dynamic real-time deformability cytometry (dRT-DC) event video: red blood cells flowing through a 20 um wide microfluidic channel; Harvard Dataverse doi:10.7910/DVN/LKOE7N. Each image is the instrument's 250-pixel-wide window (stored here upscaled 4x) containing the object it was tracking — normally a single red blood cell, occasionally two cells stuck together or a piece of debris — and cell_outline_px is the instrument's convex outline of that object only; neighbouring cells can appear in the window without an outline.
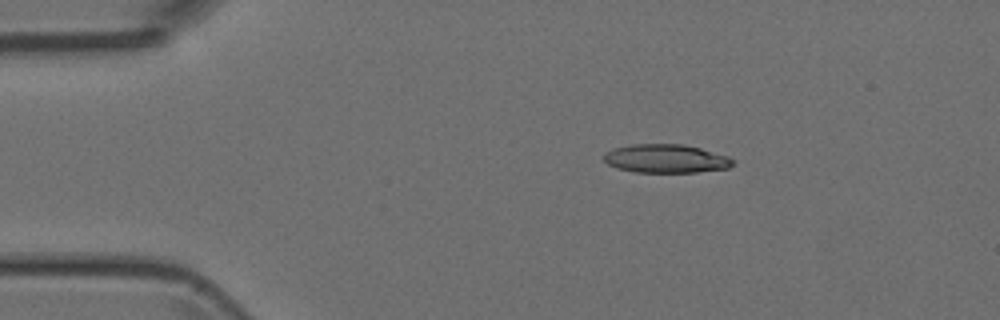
{"species": "Egyptian fruit bat (a non-hibernating species)", "species_latin": "Rousettus aegyptiacus", "temperature_condition": "room temperature", "stored_images_in_passage": 4, "camera_frame_rate_fps": 3000, "um_per_image_px": 0.085, "animal": {"sex": "female"}, "frame": {"image": 1, "passage_image": 3, "time_ms": 2.0, "image_size_px": [1000, 320], "cell_outline_px": [[736, 160], [728, 168], [696, 172], [636, 172], [616, 168], [608, 164], [604, 160], [604, 152], [612, 148], [632, 144], [684, 144], [700, 148], [728, 156]], "centroid_in_image_um": [56.58, 13.47], "position_along_channel_um": 28.4, "area_um2": 21.56}}